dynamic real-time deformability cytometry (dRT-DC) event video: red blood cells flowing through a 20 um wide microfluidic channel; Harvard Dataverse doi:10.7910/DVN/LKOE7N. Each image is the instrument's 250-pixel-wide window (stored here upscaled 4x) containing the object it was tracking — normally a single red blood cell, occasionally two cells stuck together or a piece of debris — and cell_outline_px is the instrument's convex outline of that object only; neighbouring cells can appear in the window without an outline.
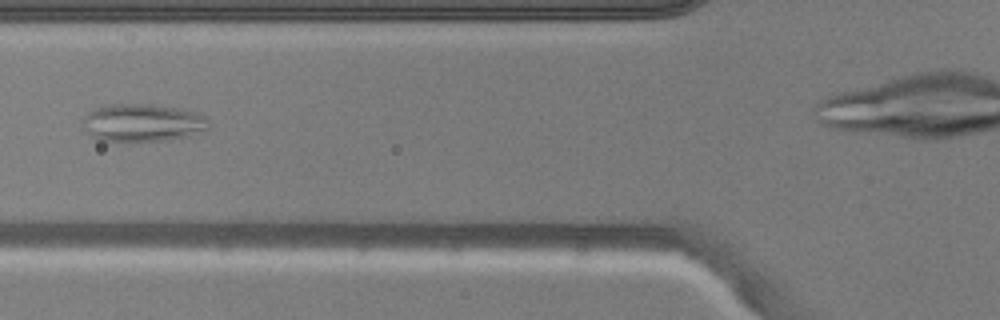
{"species": "common noctule bat (a hibernating species)", "species_latin": "Nyctalus noctula", "temperature_condition": "warm", "stored_images_in_passage": 50, "camera_frame_rate_fps": 3000, "um_per_image_px": 0.085, "animal": {"sex": "male", "body_mass_g": 20.5, "forearm_length_mm": 52.5}, "frame": {"image": 1, "passage_image": 18, "time_ms": 5.667, "image_size_px": [1000, 320], "cell_outline_px": [[212, 124], [208, 128], [188, 136], [164, 140], [100, 140], [92, 136], [80, 124], [80, 120], [88, 112], [96, 108], [112, 104], [148, 104], [176, 108], [196, 112], [204, 116]], "centroid_in_image_um": [12.1, 10.42], "position_along_channel_um": 113.7, "area_um2": 27.4}}
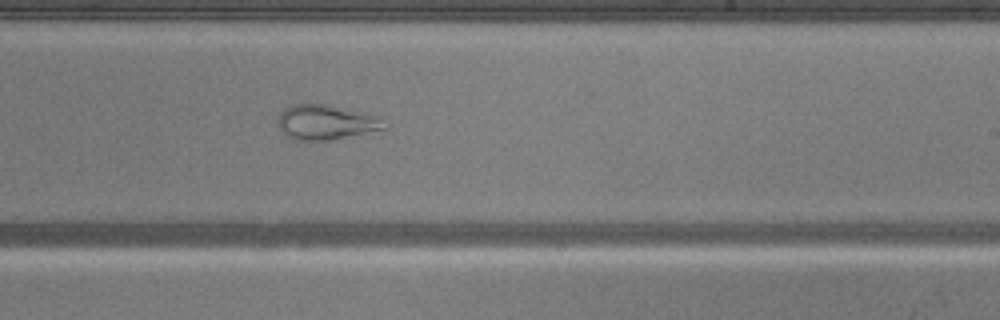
{"frame": {"image": 2, "passage_image": 29, "time_ms": 9.333, "image_size_px": [1000, 320], "cell_outline_px": [[388, 128], [328, 140], [292, 140], [280, 128], [280, 112], [284, 108], [292, 104], [328, 104], [384, 116]], "centroid_in_image_um": [27.8, 10.37], "position_along_channel_um": 261.2, "area_um2": 21.73}}
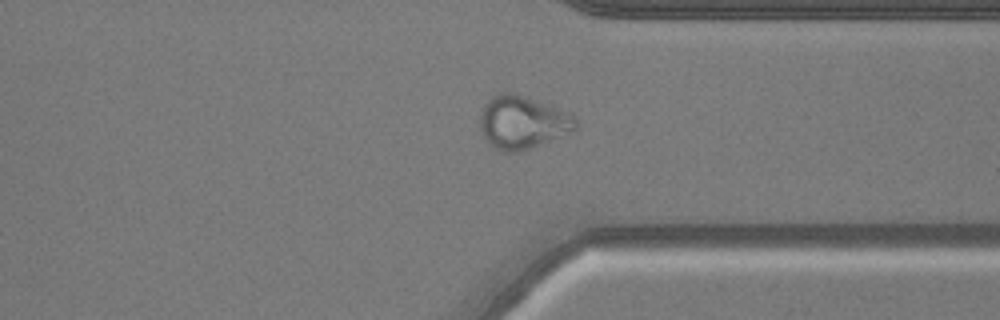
{"frame": {"image": 3, "passage_image": 37, "time_ms": 12.0, "image_size_px": [1000, 320], "cell_outline_px": [[580, 124], [576, 132], [516, 152], [504, 152], [488, 144], [480, 128], [480, 116], [484, 104], [492, 96], [500, 92], [512, 92], [572, 112], [580, 120]], "centroid_in_image_um": [44.5, 10.39], "position_along_channel_um": 366.9, "area_um2": 30.11}}